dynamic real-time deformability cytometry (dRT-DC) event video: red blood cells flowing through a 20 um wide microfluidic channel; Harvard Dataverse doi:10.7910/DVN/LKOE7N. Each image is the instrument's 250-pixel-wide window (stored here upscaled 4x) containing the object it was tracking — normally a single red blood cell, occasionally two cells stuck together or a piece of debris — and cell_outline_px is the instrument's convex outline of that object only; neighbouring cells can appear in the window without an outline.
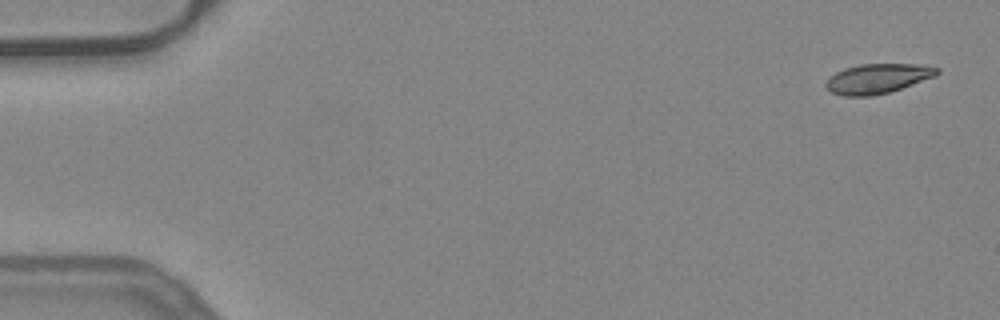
{"species": "common noctule bat (a hibernating species)", "species_latin": "Nyctalus noctula", "temperature_condition": "warm", "stored_images_in_passage": 9, "camera_frame_rate_fps": 3000, "um_per_image_px": 0.085, "animal": {"sex": "female", "body_mass_g": 24.6, "forearm_length_mm": 56.2}, "frame": {"image": 1, "passage_image": 1, "time_ms": 0.0, "image_size_px": [1000, 320], "cell_outline_px": [[940, 72], [936, 76], [888, 92], [872, 96], [844, 96], [832, 92], [824, 84], [836, 72], [844, 68], [860, 64], [916, 64], [940, 68]], "centroid_in_image_um": [74.61, 6.67], "position_along_channel_um": 10.4, "area_um2": 19.02}}